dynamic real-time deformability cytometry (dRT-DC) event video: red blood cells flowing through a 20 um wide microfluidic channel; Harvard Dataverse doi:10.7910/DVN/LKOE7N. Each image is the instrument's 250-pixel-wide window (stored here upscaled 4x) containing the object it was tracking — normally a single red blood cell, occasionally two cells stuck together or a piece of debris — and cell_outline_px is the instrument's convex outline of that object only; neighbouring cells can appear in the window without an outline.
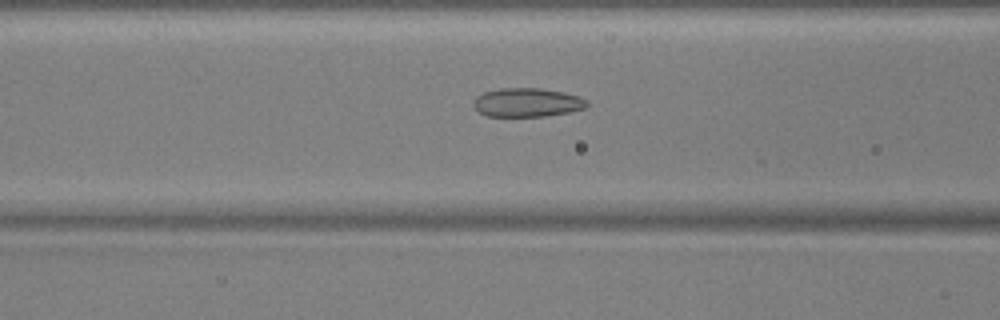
{"species": "common noctule bat (a hibernating species)", "species_latin": "Nyctalus noctula", "temperature_condition": "warm", "stored_images_in_passage": 53, "camera_frame_rate_fps": 3000, "um_per_image_px": 0.085, "animal": {"sex": "male", "body_mass_g": 17.9, "forearm_length_mm": 54.2}, "frame": {"image": 1, "passage_image": 22, "time_ms": 7.0, "image_size_px": [1000, 320], "cell_outline_px": [[588, 104], [584, 108], [568, 112], [544, 116], [488, 116], [480, 112], [472, 104], [472, 100], [476, 96], [484, 92], [500, 88], [540, 88], [564, 92], [580, 96], [588, 100]], "centroid_in_image_um": [44.8, 8.7], "position_along_channel_um": 121.8, "area_um2": 19.07}}
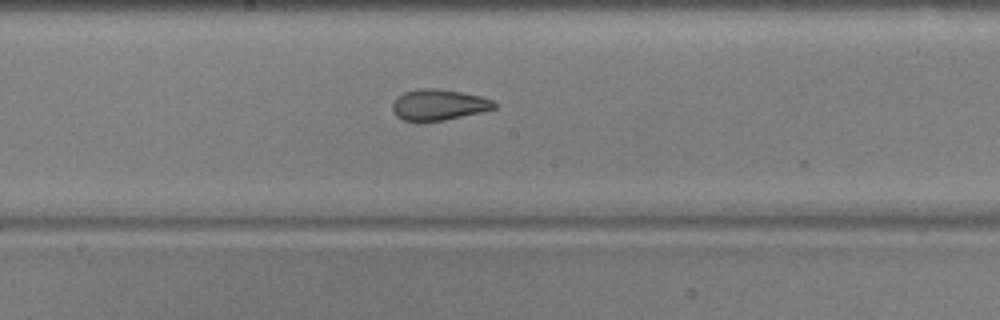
{"frame": {"image": 2, "passage_image": 29, "time_ms": 9.333, "image_size_px": [1000, 320], "cell_outline_px": [[496, 108], [480, 112], [444, 120], [404, 120], [396, 116], [392, 108], [392, 104], [404, 92], [420, 88], [436, 88], [464, 92], [480, 96], [492, 100], [496, 104]], "centroid_in_image_um": [37.31, 8.88], "position_along_channel_um": 210.9, "area_um2": 18.03}}
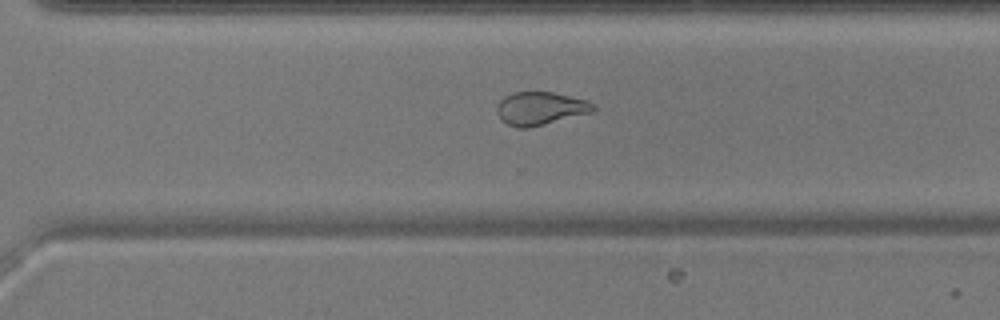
{"frame": {"image": 3, "passage_image": 38, "time_ms": 12.333, "image_size_px": [1000, 320], "cell_outline_px": [[596, 108], [592, 112], [528, 128], [516, 128], [508, 124], [496, 112], [496, 108], [500, 100], [504, 96], [512, 92], [552, 92], [588, 100], [596, 104]], "centroid_in_image_um": [45.94, 9.2], "position_along_channel_um": 324.7, "area_um2": 18.55}, "authors_computed_cell_mechanics": {"area_um2": 21.3282, "velocity_mm_per_s": 3.8024, "shape_relaxation_time_tau1_ms": 6.2666, "shape_relaxation_time_tau2_ms": 1.9362, "deformation_change_tau1": 0.1516, "deformation_change_tau2": 0.0753}}